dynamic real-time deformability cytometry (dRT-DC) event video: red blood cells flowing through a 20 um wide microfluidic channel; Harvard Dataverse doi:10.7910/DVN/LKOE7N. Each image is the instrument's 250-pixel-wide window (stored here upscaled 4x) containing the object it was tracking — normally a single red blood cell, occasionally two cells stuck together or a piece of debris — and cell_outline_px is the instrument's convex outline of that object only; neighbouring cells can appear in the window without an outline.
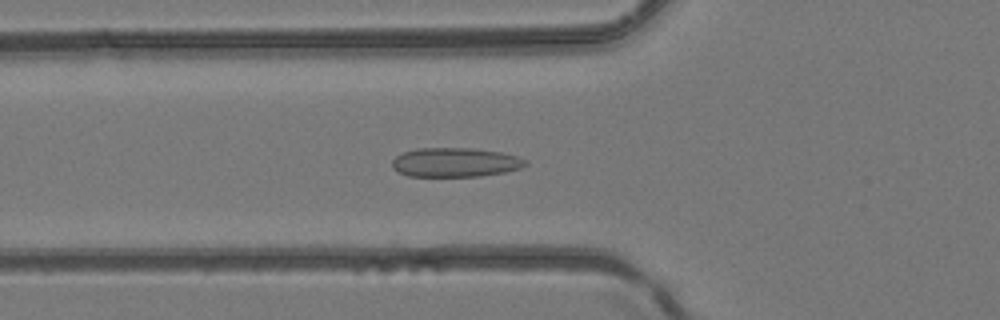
{"species": "common noctule bat (a hibernating species)", "species_latin": "Nyctalus noctula", "temperature_condition": "room temperature", "stored_images_in_passage": 47, "camera_frame_rate_fps": 3000, "um_per_image_px": 0.085, "animal": {"sex": "female", "body_mass_g": 24.6, "forearm_length_mm": 56.2}, "frame": {"image": 1, "passage_image": 17, "time_ms": 5.333, "image_size_px": [1000, 320], "cell_outline_px": [[528, 164], [520, 168], [504, 172], [480, 176], [408, 176], [396, 172], [392, 168], [392, 160], [396, 156], [404, 152], [416, 148], [472, 148], [500, 152], [516, 156], [528, 160]], "centroid_in_image_um": [38.67, 13.8], "position_along_channel_um": 87.1, "area_um2": 22.77}}
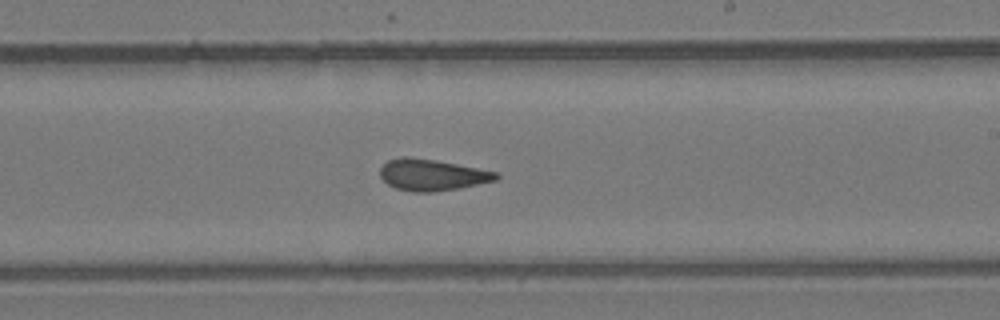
{"frame": {"image": 2, "passage_image": 28, "time_ms": 9.0, "image_size_px": [1000, 320], "cell_outline_px": [[500, 176], [496, 180], [460, 188], [432, 192], [412, 192], [396, 188], [388, 184], [380, 176], [380, 168], [388, 160], [400, 156], [408, 156], [436, 160], [496, 172]], "centroid_in_image_um": [36.69, 14.86], "position_along_channel_um": 252.3, "area_um2": 21.15}}
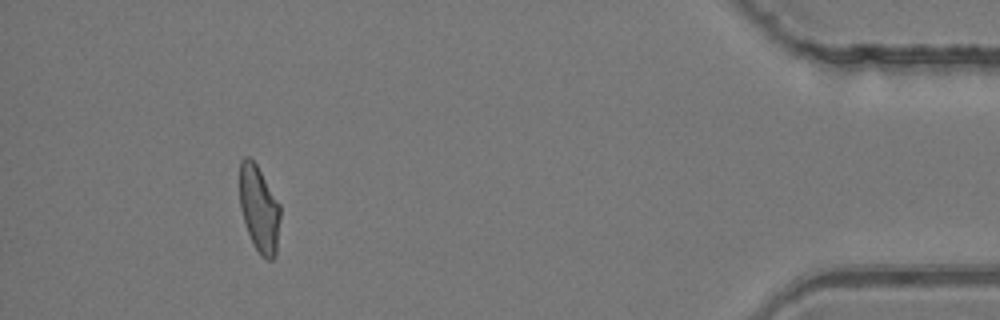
{"frame": {"image": 3, "passage_image": 43, "time_ms": 14.0, "image_size_px": [1000, 320], "cell_outline_px": [[280, 220], [276, 256], [272, 260], [268, 260], [260, 256], [244, 224], [240, 208], [240, 160], [244, 156], [248, 156], [256, 164], [280, 204]], "centroid_in_image_um": [22.03, 17.78], "position_along_channel_um": 413.2, "area_um2": 20.52}}